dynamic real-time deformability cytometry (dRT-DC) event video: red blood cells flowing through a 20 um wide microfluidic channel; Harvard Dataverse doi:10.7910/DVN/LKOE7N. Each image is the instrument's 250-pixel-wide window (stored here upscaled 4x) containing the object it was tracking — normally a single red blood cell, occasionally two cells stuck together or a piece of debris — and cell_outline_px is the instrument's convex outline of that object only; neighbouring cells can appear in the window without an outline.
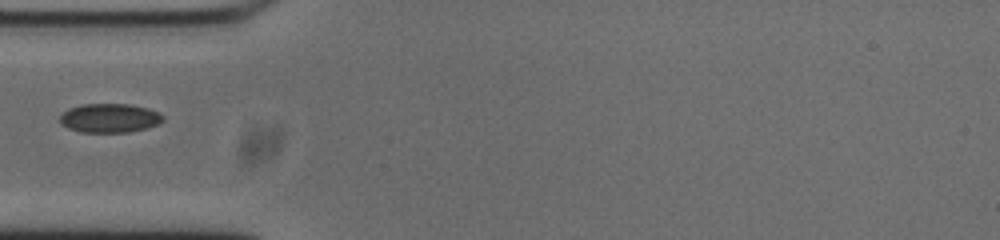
{"species": "common noctule bat (a hibernating species)", "species_latin": "Nyctalus noctula", "temperature_condition": "cold", "stored_images_in_passage": 19, "camera_frame_rate_fps": 3000, "um_per_image_px": 0.085, "animal": {"sex": "male", "body_mass_g": 20.0, "forearm_length_mm": 53.3}, "frame": {"image": 1, "passage_image": 1, "time_ms": 0.0, "image_size_px": [1000, 240], "cell_outline_px": [[164, 120], [160, 124], [128, 132], [80, 132], [68, 128], [60, 124], [60, 116], [68, 108], [84, 104], [128, 104], [148, 108], [164, 116]], "centroid_in_image_um": [9.3, 10.03], "position_along_channel_um": 75.7, "area_um2": 17.4}}
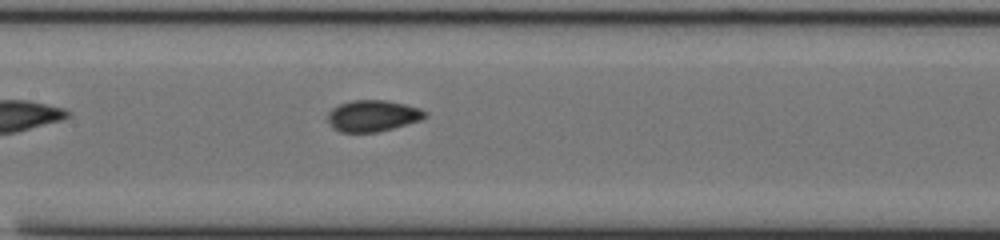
{"frame": {"image": 2, "passage_image": 9, "time_ms": 2.667, "image_size_px": [1000, 240], "cell_outline_px": [[428, 116], [420, 120], [392, 128], [376, 132], [340, 132], [332, 128], [328, 120], [328, 112], [332, 108], [340, 104], [352, 100], [384, 100], [404, 104], [420, 108], [428, 112]], "centroid_in_image_um": [31.68, 9.84], "position_along_channel_um": 175.7, "area_um2": 17.74}}
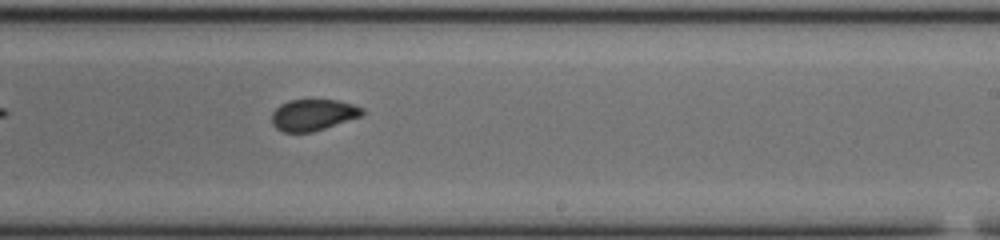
{"frame": {"image": 3, "passage_image": 16, "time_ms": 5.0, "image_size_px": [1000, 240], "cell_outline_px": [[364, 112], [360, 116], [312, 132], [284, 132], [276, 128], [272, 124], [272, 112], [280, 104], [288, 100], [336, 100], [352, 104], [364, 108]], "centroid_in_image_um": [26.58, 9.76], "position_along_channel_um": 262.4, "area_um2": 16.36}}